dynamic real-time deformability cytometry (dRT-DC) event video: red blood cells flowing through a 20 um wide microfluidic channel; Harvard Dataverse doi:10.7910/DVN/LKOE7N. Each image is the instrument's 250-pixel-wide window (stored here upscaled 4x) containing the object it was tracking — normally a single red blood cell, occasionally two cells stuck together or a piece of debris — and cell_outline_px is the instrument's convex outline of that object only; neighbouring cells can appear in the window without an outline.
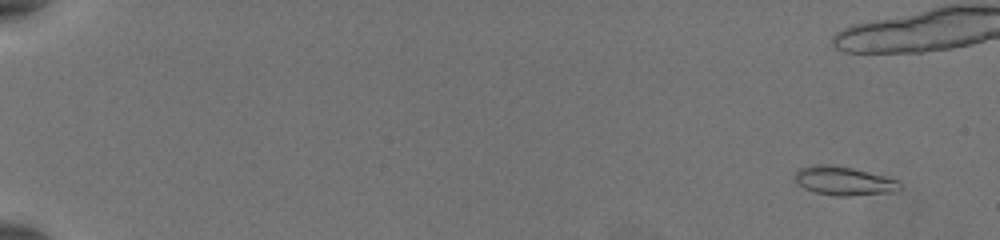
{"species": "common noctule bat (a hibernating species)", "species_latin": "Nyctalus noctula", "temperature_condition": "warm", "stored_images_in_passage": 59, "camera_frame_rate_fps": 3000, "um_per_image_px": 0.085, "animal": {"sex": "female", "body_mass_g": 19.5, "forearm_length_mm": 54.1}, "frame": {"image": 1, "passage_image": 5, "time_ms": 1.333, "image_size_px": [1000, 240], "cell_outline_px": [[900, 188], [892, 192], [848, 196], [836, 196], [816, 192], [804, 188], [796, 184], [796, 172], [800, 168], [812, 164], [832, 164], [852, 168], [884, 176], [896, 180], [900, 184]], "centroid_in_image_um": [71.68, 15.37], "position_along_channel_um": 13.3, "area_um2": 17.46}}
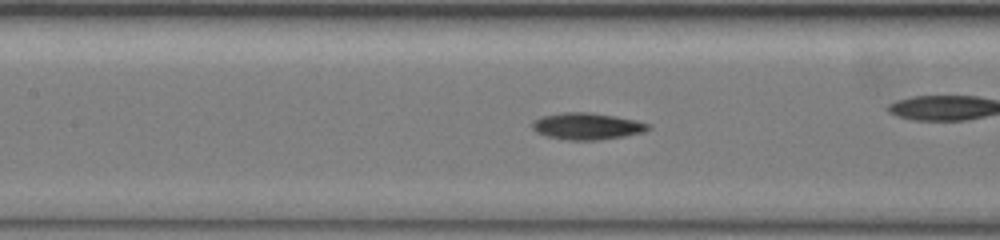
{"frame": {"image": 2, "passage_image": 31, "time_ms": 10.0, "image_size_px": [1000, 240], "cell_outline_px": [[648, 128], [644, 132], [624, 136], [600, 140], [568, 140], [548, 136], [536, 132], [532, 128], [532, 124], [536, 120], [544, 116], [564, 112], [588, 112], [612, 116], [632, 120], [648, 124]], "centroid_in_image_um": [49.86, 10.74], "position_along_channel_um": 157.5, "area_um2": 17.57}}
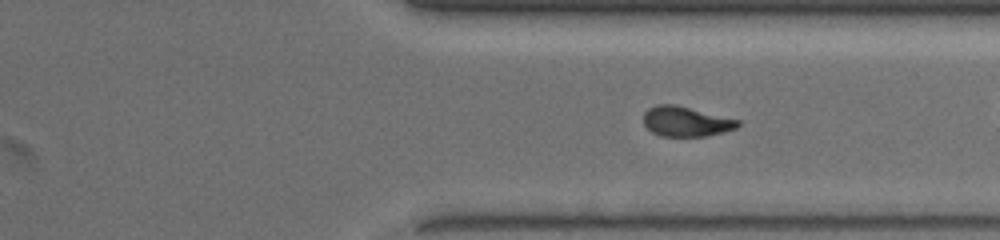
{"frame": {"image": 3, "passage_image": 46, "time_ms": 15.0, "image_size_px": [1000, 240], "cell_outline_px": [[740, 124], [736, 128], [724, 132], [704, 136], [660, 136], [652, 132], [644, 124], [644, 112], [648, 108], [656, 104], [676, 104], [740, 120]], "centroid_in_image_um": [58.3, 10.31], "position_along_channel_um": 353.1, "area_um2": 16.53}}